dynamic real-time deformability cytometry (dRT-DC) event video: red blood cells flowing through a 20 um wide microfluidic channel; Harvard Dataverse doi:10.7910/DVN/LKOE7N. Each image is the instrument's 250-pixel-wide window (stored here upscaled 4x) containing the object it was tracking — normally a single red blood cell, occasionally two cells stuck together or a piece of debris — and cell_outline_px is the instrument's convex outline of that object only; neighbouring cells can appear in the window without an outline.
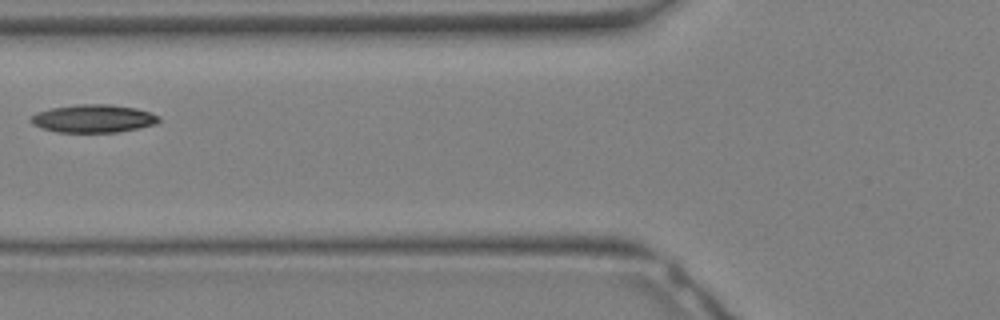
{"species": "Egyptian fruit bat (a non-hibernating species)", "species_latin": "Rousettus aegyptiacus", "temperature_condition": "warm", "stored_images_in_passage": 9, "camera_frame_rate_fps": 3000, "um_per_image_px": 0.085, "animal": {"sex": "female"}, "frame": {"image": 1, "passage_image": 6, "time_ms": 1.667, "image_size_px": [1000, 320], "cell_outline_px": [[160, 120], [156, 124], [140, 128], [116, 132], [56, 132], [40, 128], [32, 124], [28, 120], [36, 112], [52, 108], [76, 104], [108, 104], [136, 108], [160, 116]], "centroid_in_image_um": [7.91, 10.08], "position_along_channel_um": 117.9, "area_um2": 20.98}}
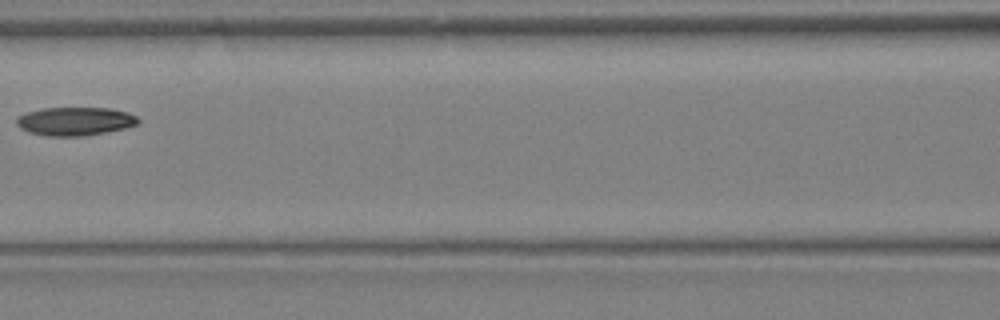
{"frame": {"image": 2, "passage_image": 8, "time_ms": 2.333, "image_size_px": [1000, 320], "cell_outline_px": [[140, 124], [124, 128], [84, 136], [48, 136], [32, 132], [20, 128], [16, 124], [16, 116], [28, 112], [44, 108], [108, 108], [128, 112], [136, 116], [140, 120]], "centroid_in_image_um": [6.39, 10.3], "position_along_channel_um": 160.2, "area_um2": 20.06}}